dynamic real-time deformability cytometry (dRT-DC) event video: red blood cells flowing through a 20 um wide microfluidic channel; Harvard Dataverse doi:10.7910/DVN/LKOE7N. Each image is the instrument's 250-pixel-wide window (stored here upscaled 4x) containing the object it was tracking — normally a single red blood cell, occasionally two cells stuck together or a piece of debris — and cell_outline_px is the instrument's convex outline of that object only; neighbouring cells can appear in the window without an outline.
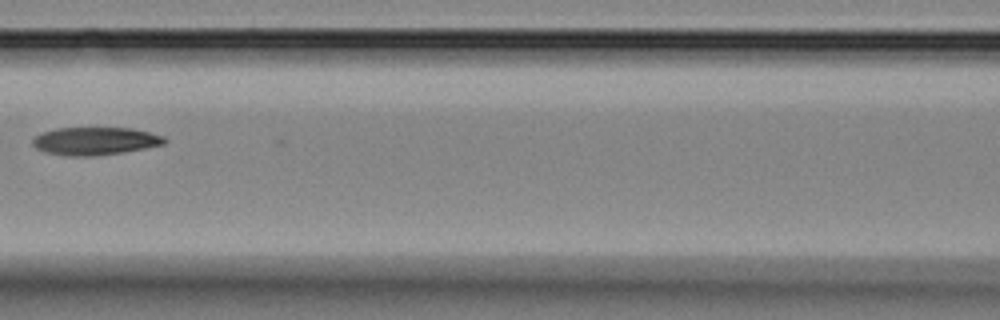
{"species": "Egyptian fruit bat (a non-hibernating species)", "species_latin": "Rousettus aegyptiacus", "temperature_condition": "room temperature", "stored_images_in_passage": 9, "camera_frame_rate_fps": 3000, "um_per_image_px": 0.085, "animal": {"sex": "female"}, "frame": {"image": 1, "passage_image": 7, "time_ms": 8.0, "image_size_px": [1000, 320], "cell_outline_px": [[168, 140], [164, 144], [144, 148], [120, 152], [92, 156], [68, 156], [48, 152], [36, 148], [32, 144], [32, 136], [56, 128], [132, 128], [164, 136]], "centroid_in_image_um": [8.06, 11.98], "position_along_channel_um": 158.5, "area_um2": 21.21}}
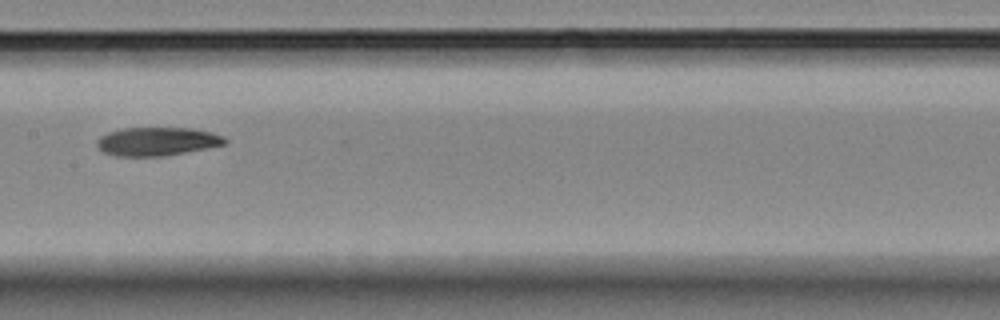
{"frame": {"image": 2, "passage_image": 8, "time_ms": 9.0, "image_size_px": [1000, 320], "cell_outline_px": [[228, 144], [184, 152], [160, 156], [116, 156], [104, 152], [96, 148], [96, 140], [100, 136], [108, 132], [120, 128], [192, 128], [212, 132], [224, 136], [228, 140]], "centroid_in_image_um": [13.34, 12.01], "position_along_channel_um": 194.1, "area_um2": 21.39}}
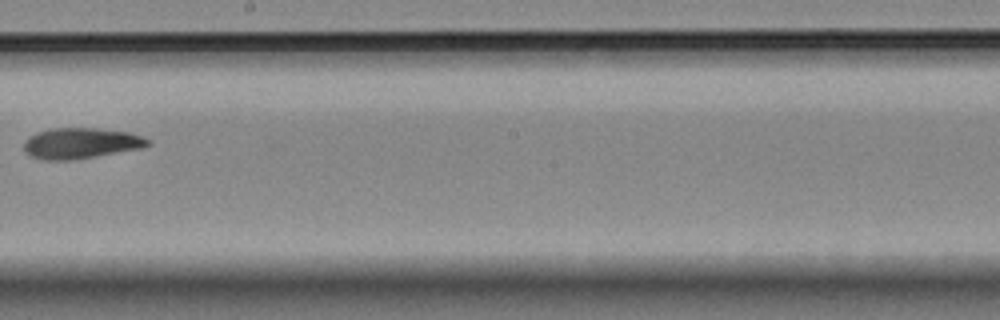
{"frame": {"image": 3, "passage_image": 9, "time_ms": 10.333, "image_size_px": [1000, 320], "cell_outline_px": [[152, 144], [144, 148], [72, 160], [44, 160], [32, 156], [24, 152], [24, 140], [28, 136], [36, 132], [52, 128], [100, 128], [128, 132], [144, 136], [152, 140]], "centroid_in_image_um": [6.91, 12.17], "position_along_channel_um": 241.3, "area_um2": 22.6}}